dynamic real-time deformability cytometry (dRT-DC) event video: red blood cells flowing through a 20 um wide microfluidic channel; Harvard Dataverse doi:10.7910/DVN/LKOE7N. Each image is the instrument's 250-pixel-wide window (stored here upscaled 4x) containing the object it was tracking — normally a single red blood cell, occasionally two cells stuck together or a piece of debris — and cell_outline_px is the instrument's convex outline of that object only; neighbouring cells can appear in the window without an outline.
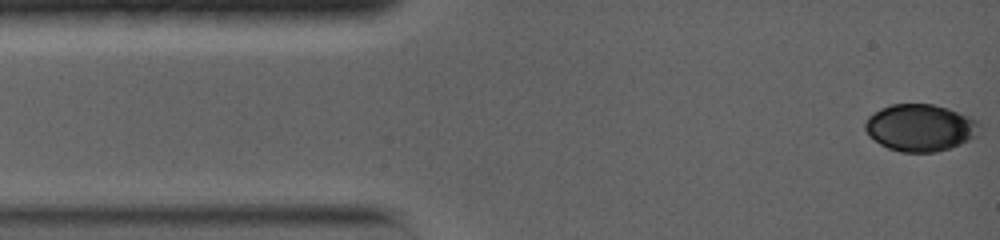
{"species": "common noctule bat (a hibernating species)", "species_latin": "Nyctalus noctula", "temperature_condition": "warm", "stored_images_in_passage": 43, "camera_frame_rate_fps": 5000, "um_per_image_px": 0.085, "animal": {"sex": "female", "body_mass_g": 19.0, "forearm_length_mm": 56.7}, "frame": {"image": 1, "passage_image": 1, "time_ms": 0.0, "image_size_px": [1000, 240], "cell_outline_px": [[980, 124], [976, 136], [960, 144], [936, 152], [900, 152], [888, 148], [880, 144], [864, 128], [864, 124], [868, 116], [880, 108], [892, 104], [932, 104], [948, 108], [968, 116], [976, 120]], "centroid_in_image_um": [78.21, 10.85], "position_along_channel_um": 6.8, "area_um2": 31.1}}
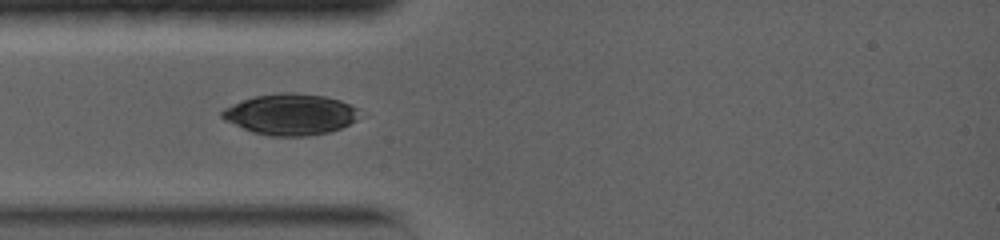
{"frame": {"image": 2, "passage_image": 10, "time_ms": 1.8, "image_size_px": [1000, 240], "cell_outline_px": [[360, 108], [356, 120], [340, 128], [328, 132], [308, 136], [272, 136], [252, 132], [224, 120], [220, 116], [220, 112], [224, 108], [244, 100], [256, 96], [280, 92], [292, 92], [324, 96], [340, 100]], "centroid_in_image_um": [24.69, 9.72], "position_along_channel_um": 60.3, "area_um2": 32.83}}